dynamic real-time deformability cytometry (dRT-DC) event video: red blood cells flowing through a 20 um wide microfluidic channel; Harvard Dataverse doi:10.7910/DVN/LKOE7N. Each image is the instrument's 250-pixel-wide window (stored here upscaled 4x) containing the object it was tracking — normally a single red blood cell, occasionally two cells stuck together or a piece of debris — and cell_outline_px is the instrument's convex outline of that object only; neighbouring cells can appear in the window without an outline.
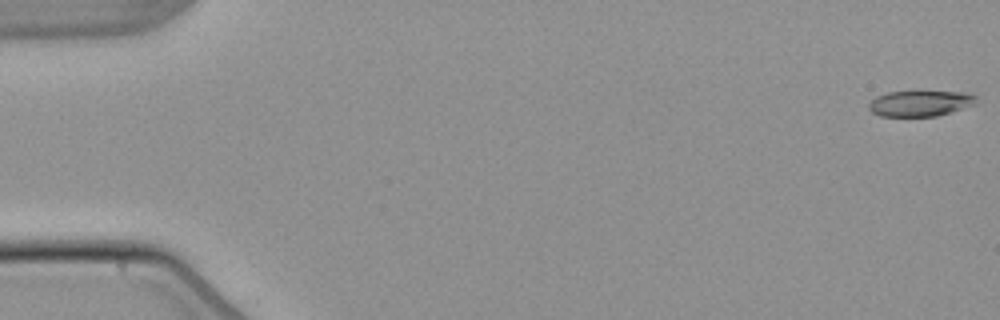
{"species": "common noctule bat (a hibernating species)", "species_latin": "Nyctalus noctula", "temperature_condition": "warm", "stored_images_in_passage": 54, "camera_frame_rate_fps": 3000, "um_per_image_px": 0.085, "animal": {"sex": "male", "body_mass_g": 21.5, "forearm_length_mm": 52.0}, "frame": {"image": 1, "passage_image": 1, "time_ms": 0.0, "image_size_px": [1000, 320], "cell_outline_px": [[976, 104], [936, 116], [880, 116], [872, 112], [868, 108], [868, 104], [876, 96], [888, 92], [964, 92], [976, 96]], "centroid_in_image_um": [78.19, 8.79], "position_along_channel_um": 6.8, "area_um2": 15.9}}
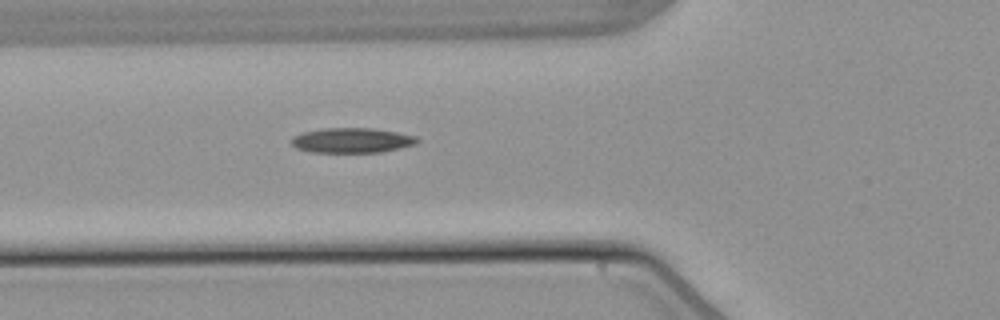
{"frame": {"image": 2, "passage_image": 20, "time_ms": 6.333, "image_size_px": [1000, 320], "cell_outline_px": [[420, 140], [416, 144], [400, 148], [380, 152], [312, 152], [296, 148], [292, 144], [292, 136], [300, 132], [324, 128], [372, 128], [396, 132], [416, 136]], "centroid_in_image_um": [29.9, 11.92], "position_along_channel_um": 95.9, "area_um2": 18.32}}
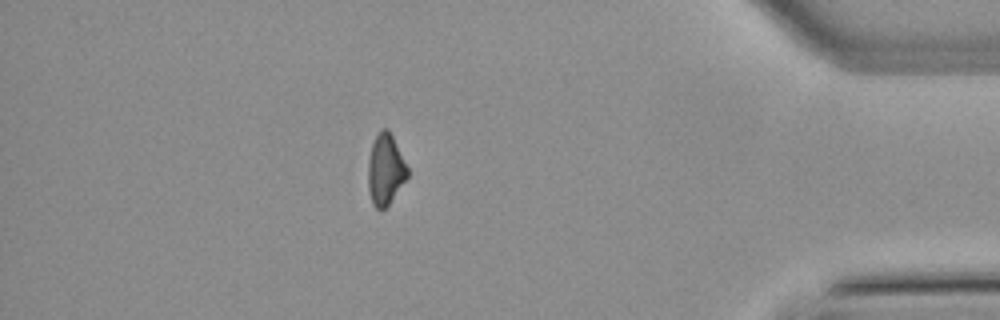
{"frame": {"image": 3, "passage_image": 47, "time_ms": 15.333, "image_size_px": [1000, 320], "cell_outline_px": [[408, 176], [388, 204], [384, 208], [376, 208], [372, 204], [368, 188], [368, 160], [372, 144], [380, 128], [388, 128], [408, 168]], "centroid_in_image_um": [32.74, 14.39], "position_along_channel_um": 402.5, "area_um2": 16.01}}